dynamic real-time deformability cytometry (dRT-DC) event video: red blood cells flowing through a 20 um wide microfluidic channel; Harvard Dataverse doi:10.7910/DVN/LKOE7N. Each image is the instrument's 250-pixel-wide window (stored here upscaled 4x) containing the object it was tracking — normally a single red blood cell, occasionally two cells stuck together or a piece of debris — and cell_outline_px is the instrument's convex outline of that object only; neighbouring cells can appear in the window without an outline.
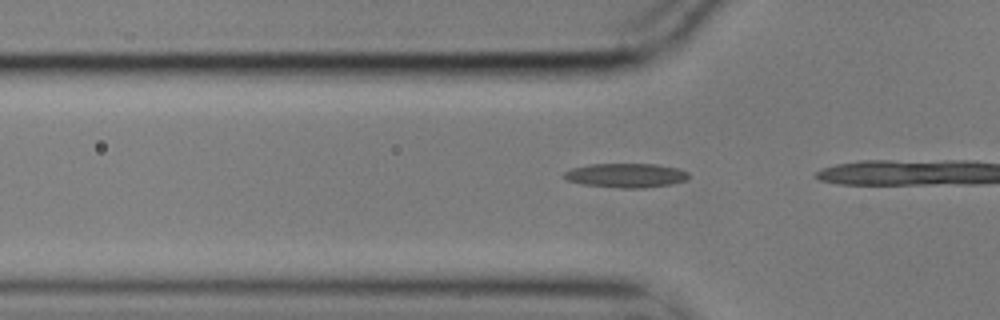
{"species": "common noctule bat (a hibernating species)", "species_latin": "Nyctalus noctula", "temperature_condition": "cold", "stored_images_in_passage": 6, "camera_frame_rate_fps": 3000, "um_per_image_px": 0.085, "animal": {"sex": "male", "body_mass_g": 17.9}, "frame": {"image": 1, "passage_image": 3, "time_ms": 0.667, "image_size_px": [1000, 320], "cell_outline_px": [[688, 180], [668, 184], [640, 188], [620, 188], [580, 184], [564, 180], [560, 176], [564, 172], [572, 168], [592, 164], [656, 164], [676, 168], [688, 172]], "centroid_in_image_um": [53.12, 14.91], "position_along_channel_um": 72.7, "area_um2": 17.63}}